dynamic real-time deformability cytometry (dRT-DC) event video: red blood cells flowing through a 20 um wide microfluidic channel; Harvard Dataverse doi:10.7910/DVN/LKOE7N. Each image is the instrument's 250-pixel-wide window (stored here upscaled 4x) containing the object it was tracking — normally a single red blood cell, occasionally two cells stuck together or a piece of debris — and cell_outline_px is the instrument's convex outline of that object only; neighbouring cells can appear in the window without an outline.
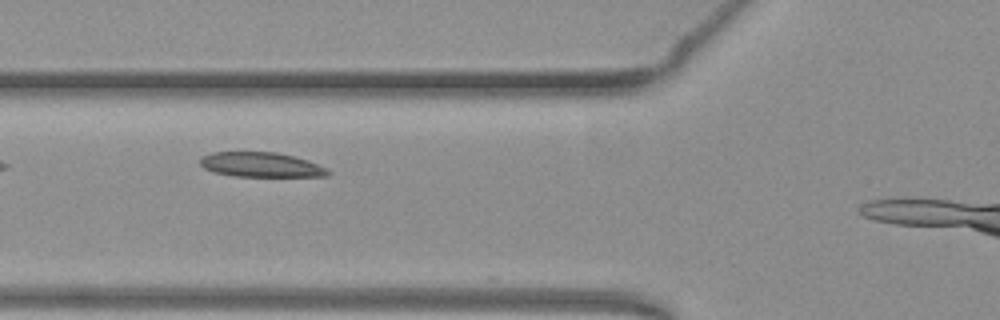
{"species": "common noctule bat (a hibernating species)", "species_latin": "Nyctalus noctula", "temperature_condition": "warm", "stored_images_in_passage": 25, "camera_frame_rate_fps": 3000, "um_per_image_px": 0.085, "animal": {"sex": "female", "body_mass_g": 19.3, "forearm_length_mm": 54.1}, "frame": {"image": 1, "passage_image": 5, "time_ms": 1.333, "image_size_px": [1000, 320], "cell_outline_px": [[332, 172], [328, 176], [236, 176], [216, 172], [204, 168], [200, 164], [200, 156], [212, 152], [276, 152], [308, 160], [328, 168]], "centroid_in_image_um": [22.21, 13.99], "position_along_channel_um": 103.6, "area_um2": 18.38}}